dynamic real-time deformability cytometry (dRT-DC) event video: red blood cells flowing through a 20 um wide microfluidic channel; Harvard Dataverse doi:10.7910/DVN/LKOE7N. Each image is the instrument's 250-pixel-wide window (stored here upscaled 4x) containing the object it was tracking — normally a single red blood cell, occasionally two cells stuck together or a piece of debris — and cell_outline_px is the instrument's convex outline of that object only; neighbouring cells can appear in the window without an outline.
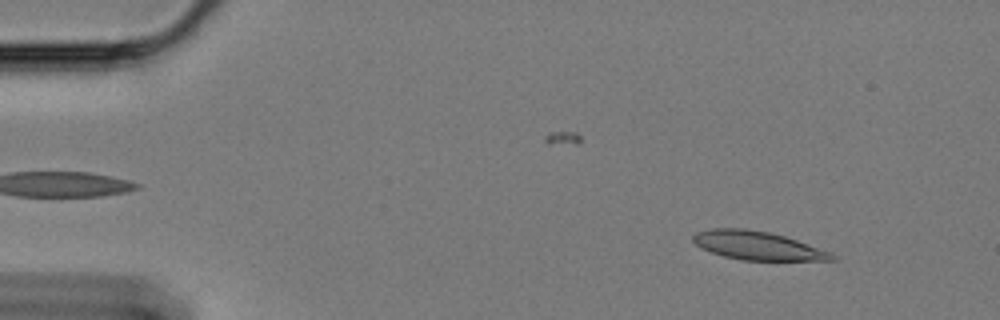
{"species": "Egyptian fruit bat (a non-hibernating species)", "species_latin": "Rousettus aegyptiacus", "temperature_condition": "cold", "stored_images_in_passage": 17, "camera_frame_rate_fps": 3000, "um_per_image_px": 0.085, "animal": {"sex": "female"}, "frame": {"image": 1, "passage_image": 3, "time_ms": 0.667, "image_size_px": [1000, 320], "cell_outline_px": [[836, 260], [744, 260], [724, 256], [700, 248], [692, 240], [692, 236], [696, 232], [712, 228], [744, 228], [768, 232], [784, 236], [832, 252], [836, 256]], "centroid_in_image_um": [64.38, 20.87], "position_along_channel_um": 20.6, "area_um2": 22.95}}
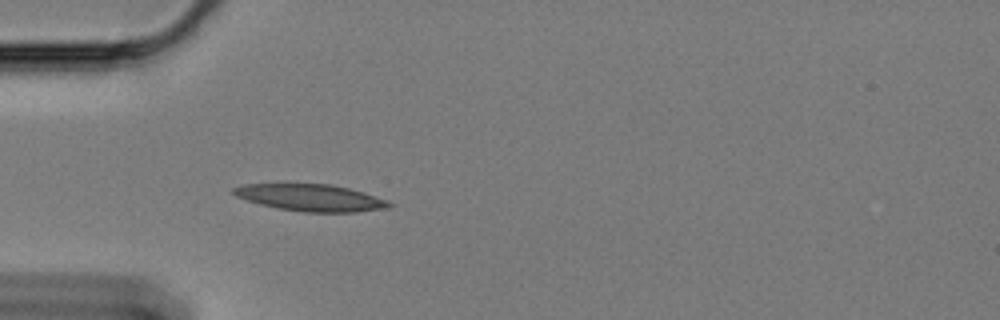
{"frame": {"image": 2, "passage_image": 14, "time_ms": 4.333, "image_size_px": [1000, 320], "cell_outline_px": [[396, 204], [388, 208], [356, 212], [304, 212], [280, 208], [260, 204], [236, 196], [232, 192], [232, 188], [244, 184], [332, 184], [364, 192], [388, 200]], "centroid_in_image_um": [26.47, 16.8], "position_along_channel_um": 58.5, "area_um2": 24.33}}